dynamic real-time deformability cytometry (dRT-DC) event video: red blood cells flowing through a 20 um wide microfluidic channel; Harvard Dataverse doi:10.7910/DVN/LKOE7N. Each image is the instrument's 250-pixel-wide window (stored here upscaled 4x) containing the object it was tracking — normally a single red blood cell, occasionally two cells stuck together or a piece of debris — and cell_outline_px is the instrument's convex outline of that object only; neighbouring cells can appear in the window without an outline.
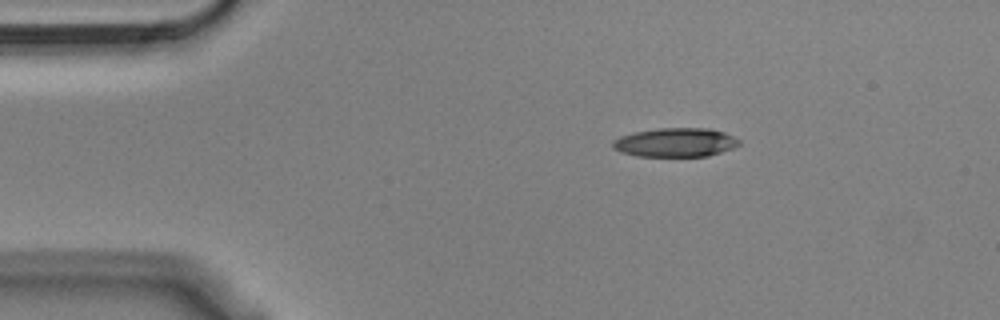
{"species": "Egyptian fruit bat (a non-hibernating species)", "species_latin": "Rousettus aegyptiacus", "temperature_condition": "cold", "stored_images_in_passage": 47, "camera_frame_rate_fps": 3000, "um_per_image_px": 0.085, "animal": {"sex": "male"}, "frame": {"image": 1, "passage_image": 1, "time_ms": 0.0, "image_size_px": [1000, 320], "cell_outline_px": [[740, 144], [732, 148], [708, 156], [636, 156], [620, 152], [612, 148], [612, 140], [620, 136], [632, 132], [660, 128], [708, 128], [724, 132], [740, 140]], "centroid_in_image_um": [57.37, 12.1], "position_along_channel_um": 27.6, "area_um2": 21.39}}
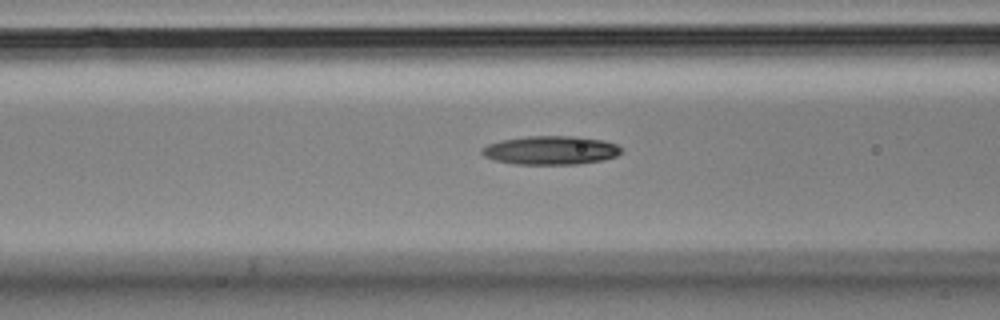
{"frame": {"image": 2, "passage_image": 13, "time_ms": 4.0, "image_size_px": [1000, 320], "cell_outline_px": [[624, 152], [616, 156], [604, 160], [576, 164], [512, 164], [492, 160], [484, 156], [480, 152], [480, 148], [488, 144], [500, 140], [528, 136], [576, 136], [604, 140], [616, 144], [624, 148]], "centroid_in_image_um": [46.82, 12.77], "position_along_channel_um": 119.8, "area_um2": 23.7}}
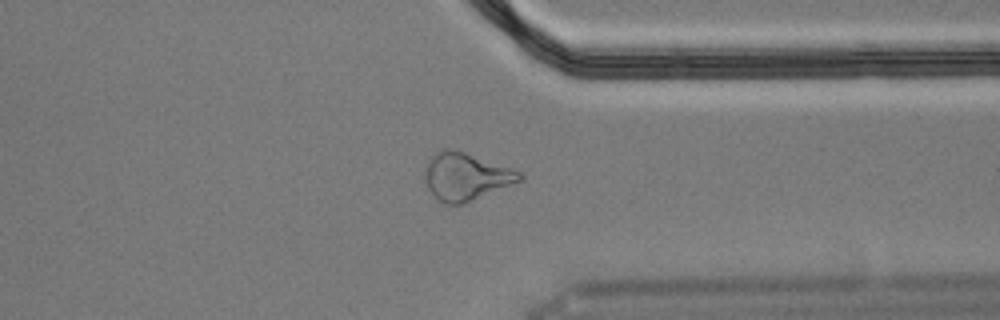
{"frame": {"image": 3, "passage_image": 34, "time_ms": 11.0, "image_size_px": [1000, 320], "cell_outline_px": [[524, 180], [464, 204], [444, 204], [432, 196], [428, 188], [424, 176], [428, 164], [432, 156], [440, 148], [456, 148], [512, 168], [520, 172], [524, 176]], "centroid_in_image_um": [39.62, 15.0], "position_along_channel_um": 371.8, "area_um2": 26.65}, "authors_computed_cell_mechanics": {"area_um2": 22.9466, "velocity_mm_per_s": 3.6331, "shape_relaxation_time_tau1_ms": 8.9634, "shape_relaxation_time_tau2_ms": null, "deformation_change_tau1": 0.2171, "deformation_change_tau2": null}}